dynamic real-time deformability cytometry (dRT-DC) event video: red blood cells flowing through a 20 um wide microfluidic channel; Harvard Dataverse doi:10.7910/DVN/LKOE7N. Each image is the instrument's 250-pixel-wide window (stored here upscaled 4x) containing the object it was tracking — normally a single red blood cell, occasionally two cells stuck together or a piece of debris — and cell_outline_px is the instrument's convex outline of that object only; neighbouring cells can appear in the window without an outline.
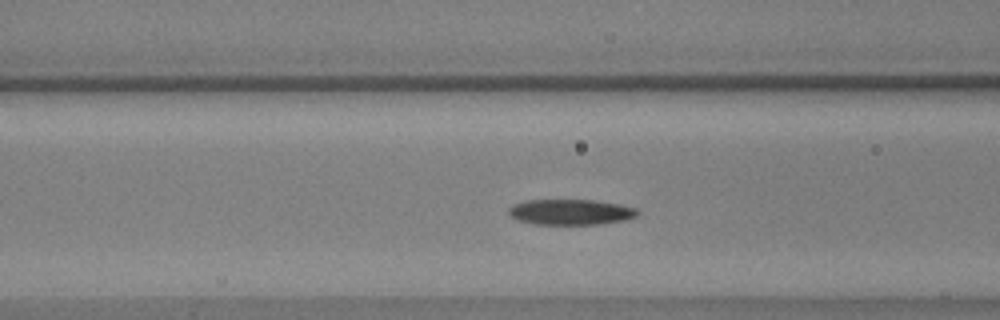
{"species": "common noctule bat (a hibernating species)", "species_latin": "Nyctalus noctula", "temperature_condition": "warm", "stored_images_in_passage": 49, "camera_frame_rate_fps": 3000, "um_per_image_px": 0.085, "animal": {"sex": "male", "body_mass_g": 17.9, "forearm_length_mm": 54.2}, "frame": {"image": 1, "passage_image": 16, "time_ms": 5.0, "image_size_px": [1000, 320], "cell_outline_px": [[640, 212], [636, 216], [624, 220], [600, 224], [536, 224], [516, 220], [508, 212], [508, 208], [524, 200], [592, 200], [620, 204], [636, 208]], "centroid_in_image_um": [48.51, 18.02], "position_along_channel_um": 118.1, "area_um2": 19.13}}
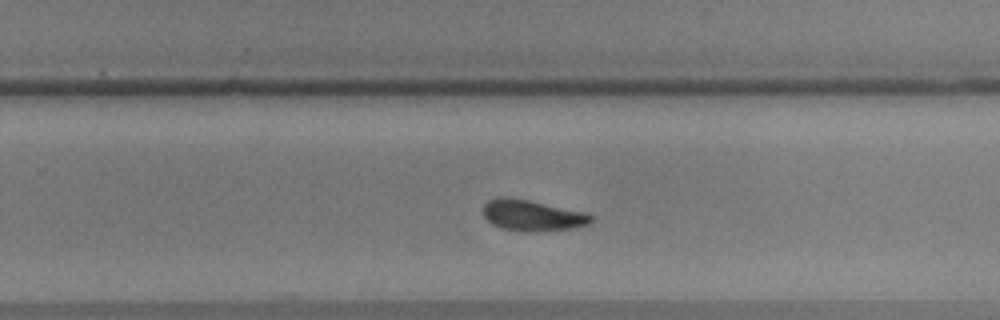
{"frame": {"image": 2, "passage_image": 30, "time_ms": 9.667, "image_size_px": [1000, 320], "cell_outline_px": [[592, 220], [588, 224], [572, 228], [540, 232], [528, 232], [500, 228], [492, 224], [484, 216], [484, 204], [488, 200], [500, 196], [528, 200], [584, 212], [592, 216]], "centroid_in_image_um": [45.22, 18.32], "position_along_channel_um": 284.6, "area_um2": 19.36}}
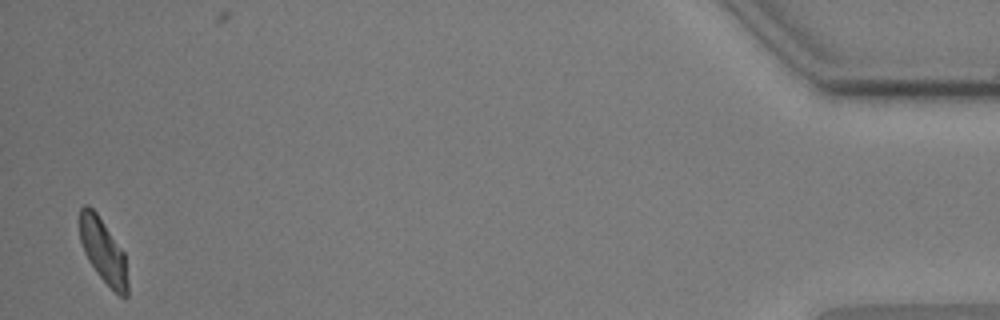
{"frame": {"image": 3, "passage_image": 49, "time_ms": 16.0, "image_size_px": [1000, 320], "cell_outline_px": [[128, 296], [120, 296], [96, 272], [88, 260], [84, 252], [80, 240], [80, 208], [84, 204], [88, 204], [96, 212], [124, 252], [128, 284]], "centroid_in_image_um": [8.76, 21.31], "position_along_channel_um": 426.4, "area_um2": 17.69}, "authors_computed_cell_mechanics": {"area_um2": 19.3052, "velocity_mm_per_s": 3.5688, "shape_relaxation_time_tau1_ms": null, "shape_relaxation_time_tau2_ms": 3.3413, "deformation_change_tau1": null, "deformation_change_tau2": 0.0993}}